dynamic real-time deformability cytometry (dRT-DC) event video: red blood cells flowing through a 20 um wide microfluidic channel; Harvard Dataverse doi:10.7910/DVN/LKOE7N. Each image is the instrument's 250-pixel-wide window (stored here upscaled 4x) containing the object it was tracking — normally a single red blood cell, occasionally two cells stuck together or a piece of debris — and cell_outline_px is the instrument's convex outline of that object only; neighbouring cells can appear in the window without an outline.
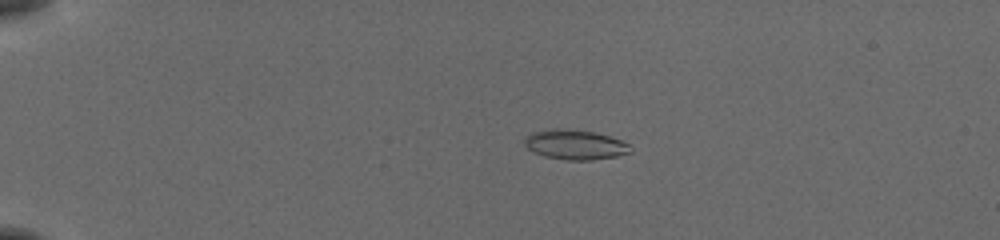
{"species": "common noctule bat (a hibernating species)", "species_latin": "Nyctalus noctula", "temperature_condition": "cold", "stored_images_in_passage": 56, "camera_frame_rate_fps": 3000, "um_per_image_px": 0.085, "animal": {"sex": "female", "body_mass_g": 19.5, "forearm_length_mm": 54.1}, "frame": {"image": 1, "passage_image": 14, "time_ms": 4.333, "image_size_px": [1000, 240], "cell_outline_px": [[632, 152], [616, 156], [592, 160], [568, 160], [544, 156], [532, 152], [524, 144], [524, 136], [532, 132], [592, 132], [608, 136], [620, 140], [628, 144], [632, 148]], "centroid_in_image_um": [48.91, 12.36], "position_along_channel_um": 36.1, "area_um2": 17.4}}
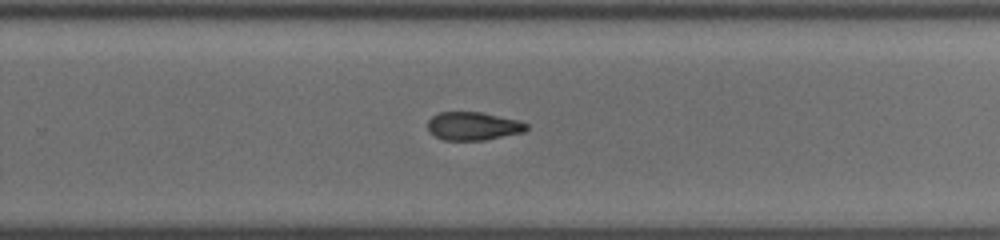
{"frame": {"image": 2, "passage_image": 39, "time_ms": 12.667, "image_size_px": [1000, 240], "cell_outline_px": [[528, 128], [524, 132], [484, 140], [444, 140], [428, 132], [428, 120], [432, 116], [440, 112], [480, 112], [516, 120], [528, 124]], "centroid_in_image_um": [40.19, 10.72], "position_along_channel_um": 289.6, "area_um2": 16.13}}
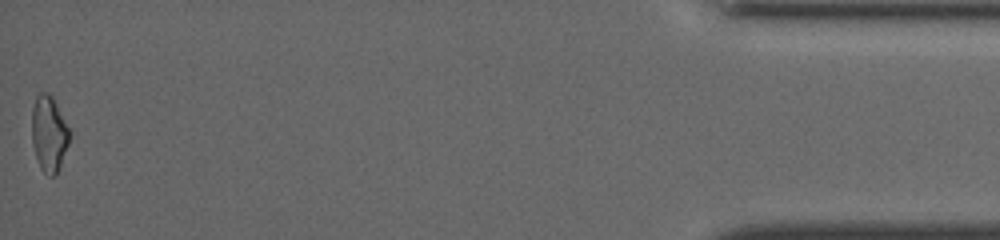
{"frame": {"image": 3, "passage_image": 56, "time_ms": 18.333, "image_size_px": [1000, 240], "cell_outline_px": [[68, 144], [60, 164], [56, 172], [52, 176], [48, 176], [40, 168], [32, 144], [32, 108], [36, 96], [40, 92], [48, 92], [52, 96], [68, 128]], "centroid_in_image_um": [4.12, 11.34], "position_along_channel_um": 431.1, "area_um2": 16.18}, "authors_computed_cell_mechanics": {"area_um2": 17.34, "velocity_mm_per_s": 3.876, "shape_relaxation_time_tau1_ms": 3.8019, "shape_relaxation_time_tau2_ms": 4.729, "deformation_change_tau1": 0.1155, "deformation_change_tau2": 0.124}}